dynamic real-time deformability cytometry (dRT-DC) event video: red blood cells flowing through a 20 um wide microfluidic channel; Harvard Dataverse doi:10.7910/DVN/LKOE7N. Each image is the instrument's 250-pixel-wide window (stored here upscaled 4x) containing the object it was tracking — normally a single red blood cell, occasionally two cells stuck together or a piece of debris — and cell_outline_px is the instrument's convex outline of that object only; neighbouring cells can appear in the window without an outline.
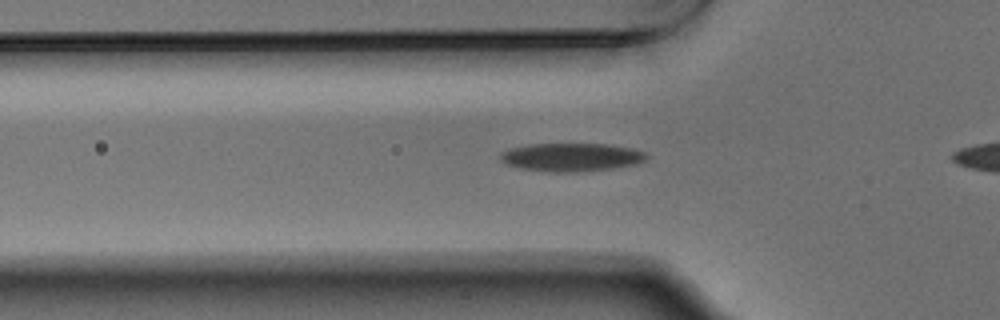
{"species": "Egyptian fruit bat (a non-hibernating species)", "species_latin": "Rousettus aegyptiacus", "temperature_condition": "warm", "stored_images_in_passage": 35, "camera_frame_rate_fps": 3000, "um_per_image_px": 0.085, "animal": {"sex": "male"}, "frame": {"image": 1, "passage_image": 9, "time_ms": 2.667, "image_size_px": [1000, 320], "cell_outline_px": [[648, 156], [644, 160], [636, 164], [612, 168], [576, 172], [552, 172], [520, 168], [508, 164], [500, 160], [500, 152], [508, 148], [528, 144], [604, 144], [632, 148], [644, 152]], "centroid_in_image_um": [48.52, 13.35], "position_along_channel_um": 77.3, "area_um2": 23.99}}
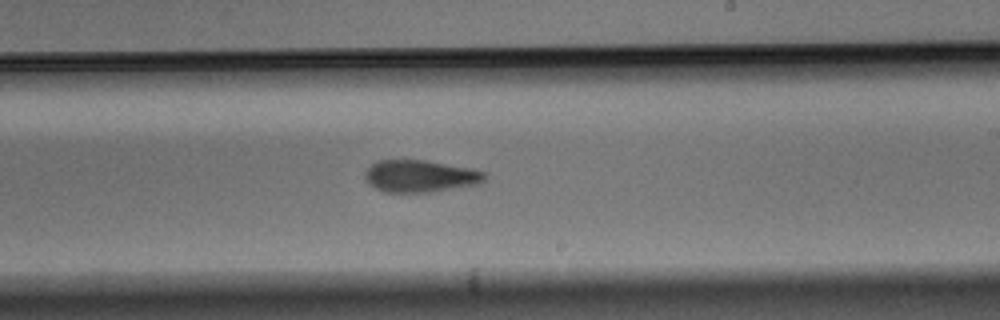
{"frame": {"image": 2, "passage_image": 23, "time_ms": 7.333, "image_size_px": [1000, 320], "cell_outline_px": [[488, 176], [480, 184], [432, 192], [388, 192], [376, 188], [368, 184], [364, 180], [364, 172], [376, 160], [424, 160], [472, 168], [484, 172]], "centroid_in_image_um": [35.72, 14.97], "position_along_channel_um": 253.3, "area_um2": 22.6}}
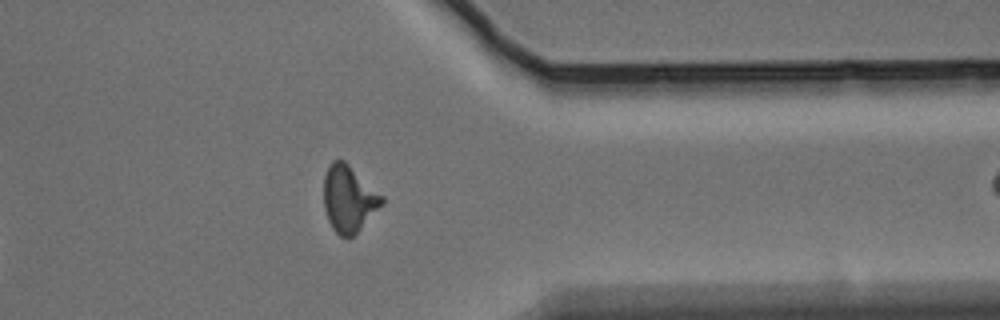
{"frame": {"image": 3, "passage_image": 34, "time_ms": 11.0, "image_size_px": [1000, 320], "cell_outline_px": [[384, 204], [348, 240], [340, 236], [332, 228], [328, 220], [324, 208], [324, 176], [328, 164], [332, 160], [344, 160], [384, 196]], "centroid_in_image_um": [29.64, 16.89], "position_along_channel_um": 381.8, "area_um2": 22.66}}